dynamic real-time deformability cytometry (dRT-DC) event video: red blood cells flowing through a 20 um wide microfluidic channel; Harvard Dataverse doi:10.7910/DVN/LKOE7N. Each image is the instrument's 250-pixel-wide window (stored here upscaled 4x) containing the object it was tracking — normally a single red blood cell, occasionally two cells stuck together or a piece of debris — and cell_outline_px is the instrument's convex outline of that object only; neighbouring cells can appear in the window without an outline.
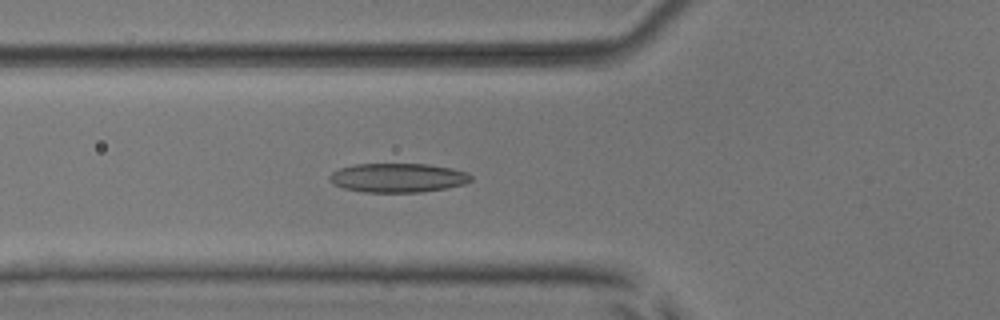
{"species": "common noctule bat (a hibernating species)", "species_latin": "Nyctalus noctula", "temperature_condition": "room temperature", "stored_images_in_passage": 53, "camera_frame_rate_fps": 3000, "um_per_image_px": 0.085, "animal": {"sex": "male", "body_mass_g": 17.9, "forearm_length_mm": 54.2}, "frame": {"image": 1, "passage_image": 20, "time_ms": 6.333, "image_size_px": [1000, 320], "cell_outline_px": [[472, 180], [464, 184], [448, 188], [420, 192], [364, 192], [344, 188], [332, 184], [328, 180], [328, 176], [332, 172], [340, 168], [356, 164], [428, 164], [452, 168], [468, 172], [472, 176]], "centroid_in_image_um": [33.82, 15.11], "position_along_channel_um": 92.0, "area_um2": 24.16}}
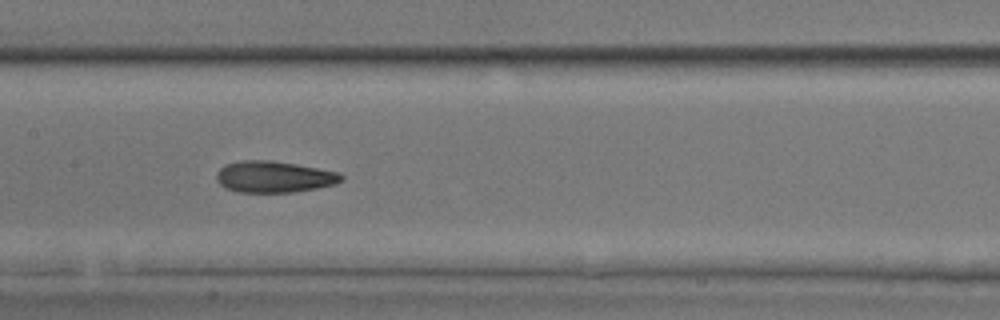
{"frame": {"image": 2, "passage_image": 27, "time_ms": 8.667, "image_size_px": [1000, 320], "cell_outline_px": [[344, 180], [336, 184], [316, 188], [292, 192], [236, 192], [224, 188], [216, 180], [216, 172], [224, 164], [244, 160], [272, 160], [296, 164], [340, 172], [344, 176]], "centroid_in_image_um": [23.29, 15.02], "position_along_channel_um": 184.1, "area_um2": 23.12}}
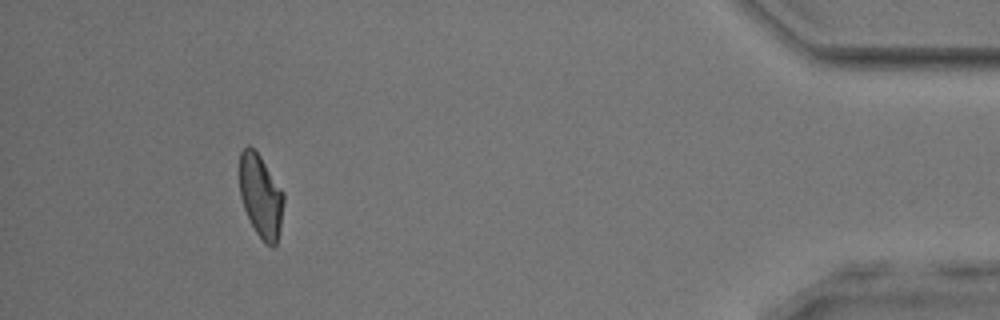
{"frame": {"image": 3, "passage_image": 49, "time_ms": 16.0, "image_size_px": [1000, 320], "cell_outline_px": [[284, 200], [280, 228], [276, 244], [272, 248], [264, 244], [256, 232], [244, 208], [240, 196], [240, 152], [248, 144], [260, 156], [284, 192]], "centroid_in_image_um": [22.17, 16.68], "position_along_channel_um": 413.0, "area_um2": 21.27}, "authors_computed_cell_mechanics": {"area_um2": 22.9466, "velocity_mm_per_s": 3.9429, "shape_relaxation_time_tau1_ms": 9.6247, "shape_relaxation_time_tau2_ms": 2.6731, "deformation_change_tau1": 0.2291, "deformation_change_tau2": 0.0981}}